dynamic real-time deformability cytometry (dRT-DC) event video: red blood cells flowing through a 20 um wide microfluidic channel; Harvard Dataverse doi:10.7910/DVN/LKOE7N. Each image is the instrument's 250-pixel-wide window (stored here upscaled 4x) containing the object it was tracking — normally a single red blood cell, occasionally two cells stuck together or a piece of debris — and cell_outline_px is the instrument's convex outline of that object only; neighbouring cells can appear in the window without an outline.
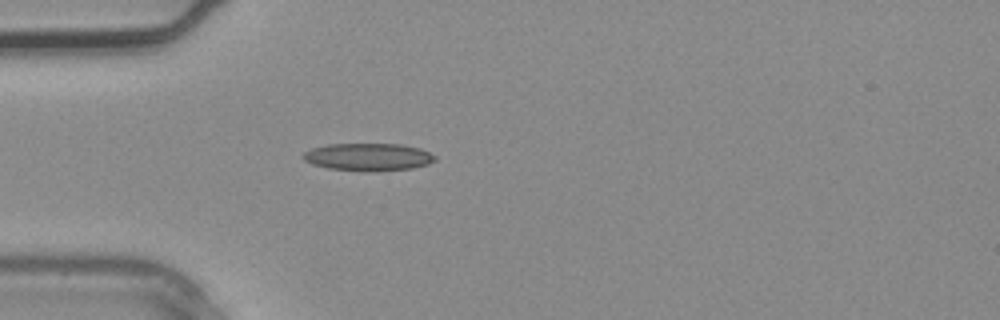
{"species": "common noctule bat (a hibernating species)", "species_latin": "Nyctalus noctula", "temperature_condition": "warm", "stored_images_in_passage": 3, "camera_frame_rate_fps": 3000, "um_per_image_px": 0.085, "animal": {"sex": "male", "body_mass_g": 20.4}, "frame": {"image": 1, "passage_image": 3, "time_ms": 0.667, "image_size_px": [1000, 320], "cell_outline_px": [[436, 160], [428, 164], [412, 168], [328, 168], [312, 164], [304, 160], [300, 156], [304, 152], [312, 148], [328, 144], [400, 144], [420, 148], [436, 156]], "centroid_in_image_um": [31.27, 13.28], "position_along_channel_um": 53.7, "area_um2": 20.06}}